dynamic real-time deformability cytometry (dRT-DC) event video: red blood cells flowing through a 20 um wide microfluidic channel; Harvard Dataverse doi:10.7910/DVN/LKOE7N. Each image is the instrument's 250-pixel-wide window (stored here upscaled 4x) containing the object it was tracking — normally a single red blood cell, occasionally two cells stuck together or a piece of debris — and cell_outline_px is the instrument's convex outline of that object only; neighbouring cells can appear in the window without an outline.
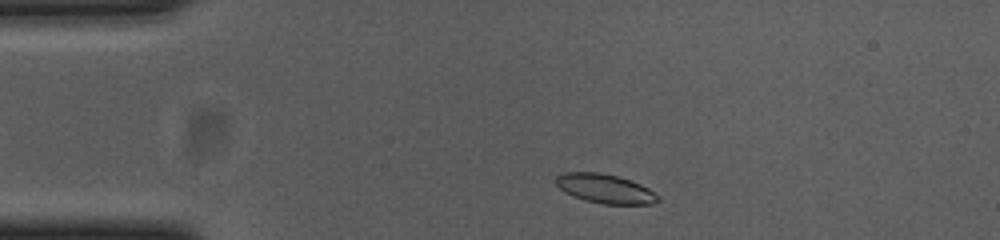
{"species": "common noctule bat (a hibernating species)", "species_latin": "Nyctalus noctula", "temperature_condition": "cold", "stored_images_in_passage": 47, "camera_frame_rate_fps": 3000, "um_per_image_px": 0.085, "animal": {"sex": "female", "body_mass_g": 23.0, "forearm_length_mm": 53.4}, "frame": {"image": 1, "passage_image": 3, "time_ms": 0.667, "image_size_px": [1000, 240], "cell_outline_px": [[660, 200], [652, 204], [604, 204], [584, 200], [564, 192], [556, 184], [556, 176], [564, 172], [600, 172], [620, 176], [632, 180], [656, 192], [660, 196]], "centroid_in_image_um": [51.47, 16.03], "position_along_channel_um": 33.5, "area_um2": 17.57}}
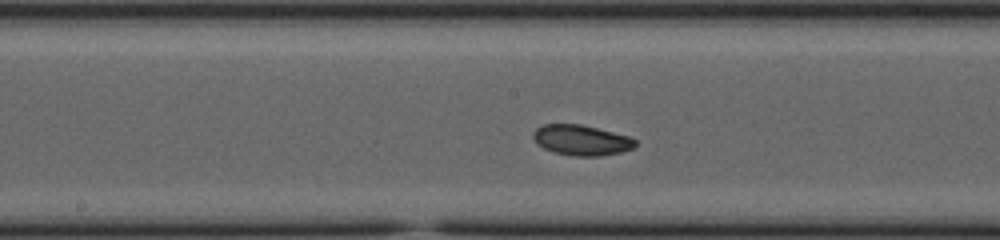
{"frame": {"image": 2, "passage_image": 20, "time_ms": 6.333, "image_size_px": [1000, 240], "cell_outline_px": [[636, 144], [632, 148], [620, 152], [600, 156], [576, 156], [556, 152], [544, 148], [536, 144], [532, 136], [532, 132], [536, 128], [544, 124], [580, 124], [628, 136], [636, 140]], "centroid_in_image_um": [49.38, 11.91], "position_along_channel_um": 198.8, "area_um2": 17.92}}
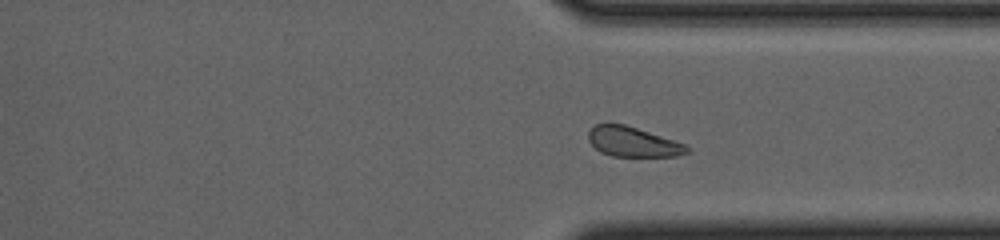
{"frame": {"image": 3, "passage_image": 33, "time_ms": 10.667, "image_size_px": [1000, 240], "cell_outline_px": [[688, 152], [676, 156], [612, 156], [600, 152], [588, 140], [588, 132], [596, 124], [624, 124], [684, 144], [688, 148]], "centroid_in_image_um": [53.75, 12.07], "position_along_channel_um": 357.7, "area_um2": 16.7}, "authors_computed_cell_mechanics": {"area_um2": 17.918, "velocity_mm_per_s": 3.6707, "shape_relaxation_time_tau1_ms": 2.5215, "shape_relaxation_time_tau2_ms": null, "deformation_change_tau1": 0.1165, "deformation_change_tau2": null}}